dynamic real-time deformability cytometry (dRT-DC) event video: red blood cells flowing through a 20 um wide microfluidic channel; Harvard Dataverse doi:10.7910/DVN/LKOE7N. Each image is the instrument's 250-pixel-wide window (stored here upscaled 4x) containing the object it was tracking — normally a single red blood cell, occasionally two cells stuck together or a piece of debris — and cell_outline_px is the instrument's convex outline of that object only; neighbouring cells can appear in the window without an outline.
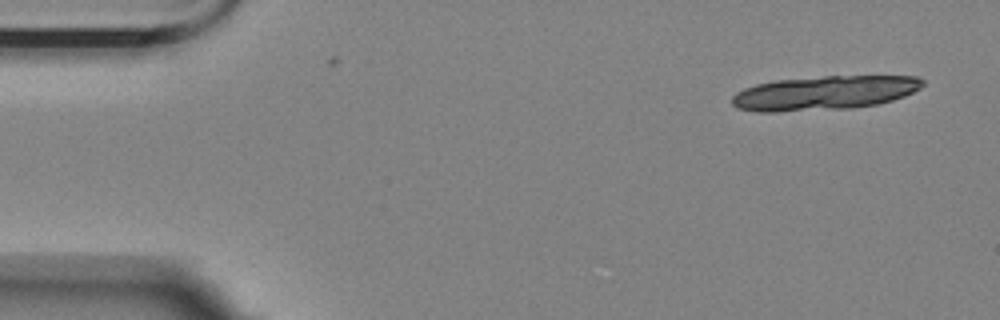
{"species": "Egyptian fruit bat (a non-hibernating species)", "species_latin": "Rousettus aegyptiacus", "temperature_condition": "room temperature", "stored_images_in_passage": 5, "camera_frame_rate_fps": 3000, "um_per_image_px": 0.085, "animal": {"sex": "female"}, "frame": {"image": 1, "passage_image": 1, "time_ms": 0.0, "image_size_px": [1000, 320], "cell_outline_px": [[924, 84], [920, 88], [904, 96], [880, 104], [852, 108], [776, 112], [756, 112], [736, 108], [732, 104], [732, 96], [736, 92], [744, 88], [756, 84], [772, 80], [824, 76], [916, 76], [924, 80]], "centroid_in_image_um": [70.03, 7.9], "position_along_channel_um": 15.0, "area_um2": 38.26}}